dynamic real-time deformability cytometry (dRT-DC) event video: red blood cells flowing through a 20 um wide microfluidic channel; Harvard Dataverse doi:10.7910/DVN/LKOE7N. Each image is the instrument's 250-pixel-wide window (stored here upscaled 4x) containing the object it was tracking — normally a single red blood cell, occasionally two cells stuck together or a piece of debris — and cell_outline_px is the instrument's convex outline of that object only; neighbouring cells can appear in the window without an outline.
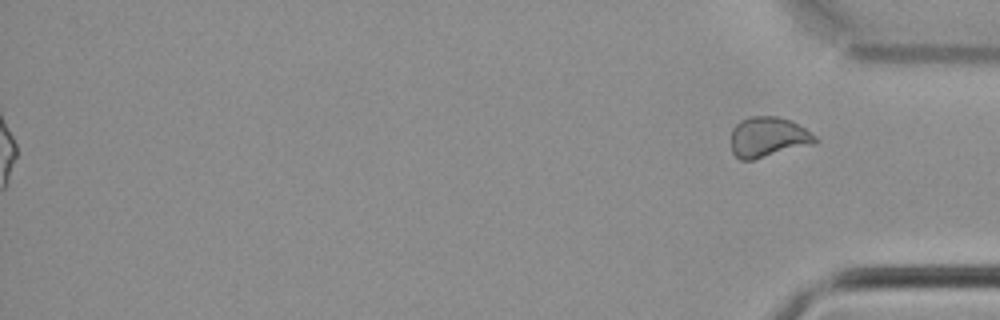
{"species": "common noctule bat (a hibernating species)", "species_latin": "Nyctalus noctula", "temperature_condition": "cold", "stored_images_in_passage": 45, "segment_of_instrument_passage": [2, 2], "camera_frame_rate_fps": 3000, "um_per_image_px": 0.085, "animal": {"sex": "male", "body_mass_g": 21.5, "forearm_length_mm": 52.0}, "frame": {"image": 1, "passage_image": 45, "time_ms": 14.667, "image_size_px": [1000, 320], "cell_outline_px": [[816, 144], [752, 160], [740, 160], [732, 152], [732, 128], [740, 120], [748, 116], [776, 116], [788, 120], [804, 128], [816, 136]], "centroid_in_image_um": [65.27, 11.66], "position_along_channel_um": 369.9, "area_um2": 19.71}}